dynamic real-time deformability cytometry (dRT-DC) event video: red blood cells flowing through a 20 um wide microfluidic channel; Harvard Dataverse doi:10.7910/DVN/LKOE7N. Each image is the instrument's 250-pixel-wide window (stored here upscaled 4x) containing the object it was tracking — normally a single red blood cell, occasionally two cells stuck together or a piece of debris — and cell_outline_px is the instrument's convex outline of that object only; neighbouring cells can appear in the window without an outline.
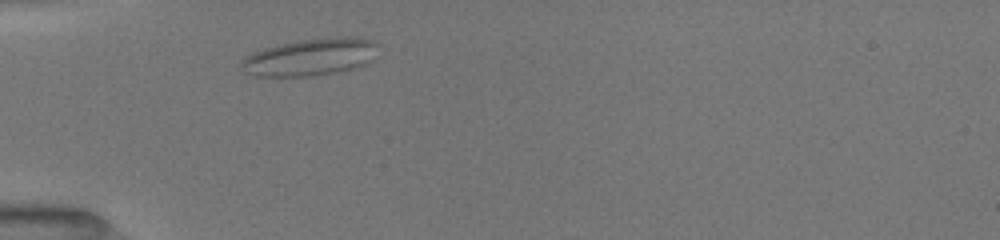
{"species": "common noctule bat (a hibernating species)", "species_latin": "Nyctalus noctula", "temperature_condition": "room temperature", "stored_images_in_passage": 38, "camera_frame_rate_fps": 3000, "um_per_image_px": 0.085, "animal": {"sex": "female", "body_mass_g": 19.5, "forearm_length_mm": 54.1}, "frame": {"image": 1, "passage_image": 1, "time_ms": 0.0, "image_size_px": [1000, 240], "cell_outline_px": [[380, 44], [368, 60], [364, 64], [356, 68], [308, 76], [256, 76], [244, 72], [240, 64], [240, 60], [244, 56], [252, 52], [264, 48], [280, 44], [300, 40], [328, 36], [364, 36], [376, 40]], "centroid_in_image_um": [26.38, 4.81], "position_along_channel_um": 58.6, "area_um2": 29.94}}
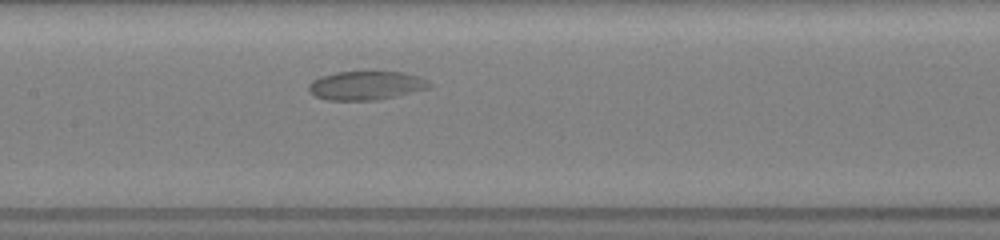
{"frame": {"image": 2, "passage_image": 11, "time_ms": 3.333, "image_size_px": [1000, 240], "cell_outline_px": [[432, 88], [372, 100], [328, 100], [316, 96], [308, 88], [308, 84], [312, 80], [320, 76], [336, 72], [404, 72], [420, 76], [432, 84]], "centroid_in_image_um": [31.12, 7.25], "position_along_channel_um": 176.3, "area_um2": 20.06}}
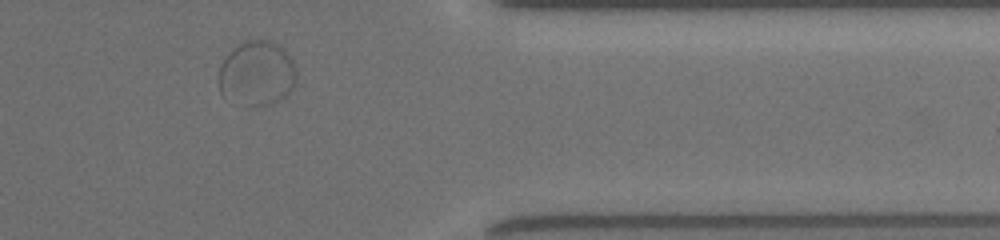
{"frame": {"image": 3, "passage_image": 29, "time_ms": 9.333, "image_size_px": [1000, 240], "cell_outline_px": [[296, 76], [288, 92], [284, 96], [268, 104], [252, 104], [220, 92], [220, 68], [228, 52], [244, 40], [268, 40], [280, 44], [284, 48], [292, 60], [296, 68]], "centroid_in_image_um": [21.87, 6.13], "position_along_channel_um": 389.5, "area_um2": 28.15}}